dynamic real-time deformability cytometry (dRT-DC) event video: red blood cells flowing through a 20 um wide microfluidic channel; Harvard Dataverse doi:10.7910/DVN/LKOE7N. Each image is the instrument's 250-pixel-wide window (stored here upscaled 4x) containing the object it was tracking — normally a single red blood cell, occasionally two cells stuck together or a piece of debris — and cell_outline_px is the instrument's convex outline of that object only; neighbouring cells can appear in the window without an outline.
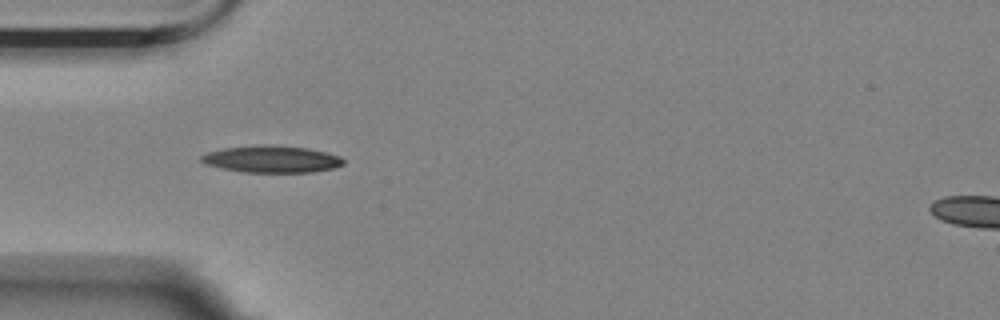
{"species": "Egyptian fruit bat (a non-hibernating species)", "species_latin": "Rousettus aegyptiacus", "temperature_condition": "room temperature", "stored_images_in_passage": 10, "camera_frame_rate_fps": 3000, "um_per_image_px": 0.085, "animal": {"sex": "female"}, "frame": {"image": 1, "passage_image": 4, "time_ms": 1.0, "image_size_px": [1000, 320], "cell_outline_px": [[344, 164], [332, 168], [312, 172], [244, 172], [204, 164], [200, 160], [200, 156], [208, 152], [224, 148], [264, 144], [308, 148], [340, 156], [344, 160]], "centroid_in_image_um": [23.08, 13.52], "position_along_channel_um": 61.9, "area_um2": 22.14}}
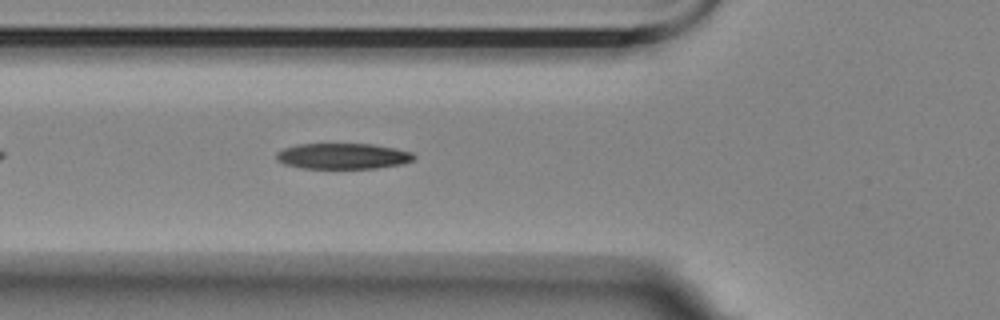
{"frame": {"image": 2, "passage_image": 7, "time_ms": 2.0, "image_size_px": [1000, 320], "cell_outline_px": [[416, 156], [412, 160], [404, 164], [376, 168], [300, 168], [284, 164], [276, 156], [276, 152], [284, 148], [296, 144], [372, 144], [396, 148], [412, 152]], "centroid_in_image_um": [29.17, 13.27], "position_along_channel_um": 96.6, "area_um2": 20.69}}
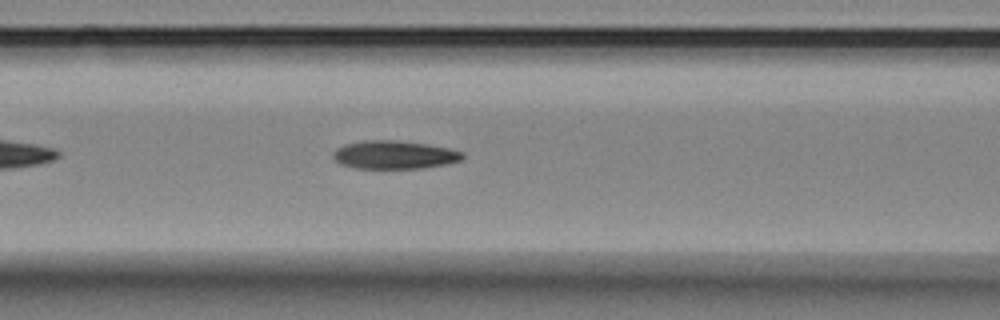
{"frame": {"image": 3, "passage_image": 10, "time_ms": 3.0, "image_size_px": [1000, 320], "cell_outline_px": [[464, 156], [460, 160], [444, 164], [420, 168], [352, 168], [340, 164], [332, 156], [332, 152], [336, 148], [344, 144], [364, 140], [396, 140], [424, 144], [448, 148], [464, 152]], "centroid_in_image_um": [33.45, 13.15], "position_along_channel_um": 133.1, "area_um2": 21.21}}